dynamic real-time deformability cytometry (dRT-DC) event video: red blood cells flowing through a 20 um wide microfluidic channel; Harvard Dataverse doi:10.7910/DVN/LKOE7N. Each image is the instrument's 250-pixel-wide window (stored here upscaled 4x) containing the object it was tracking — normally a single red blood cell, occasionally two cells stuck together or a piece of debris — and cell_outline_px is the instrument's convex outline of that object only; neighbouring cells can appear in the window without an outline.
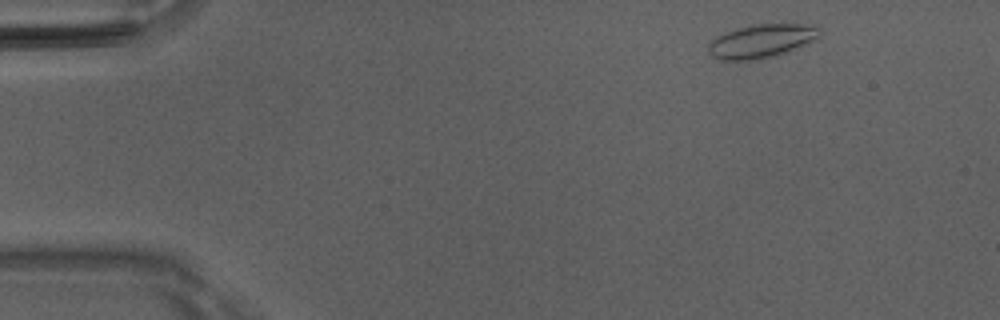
{"species": "Egyptian fruit bat (a non-hibernating species)", "species_latin": "Rousettus aegyptiacus", "temperature_condition": "room temperature", "stored_images_in_passage": 14, "camera_frame_rate_fps": 3000, "um_per_image_px": 0.085, "animal": {"sex": "male"}, "frame": {"image": 1, "passage_image": 3, "time_ms": 0.667, "image_size_px": [1000, 320], "cell_outline_px": [[820, 36], [816, 40], [800, 48], [776, 56], [756, 60], [720, 60], [712, 56], [708, 52], [708, 44], [716, 36], [736, 28], [752, 24], [816, 24], [820, 28]], "centroid_in_image_um": [64.78, 3.49], "position_along_channel_um": 20.2, "area_um2": 22.31}}